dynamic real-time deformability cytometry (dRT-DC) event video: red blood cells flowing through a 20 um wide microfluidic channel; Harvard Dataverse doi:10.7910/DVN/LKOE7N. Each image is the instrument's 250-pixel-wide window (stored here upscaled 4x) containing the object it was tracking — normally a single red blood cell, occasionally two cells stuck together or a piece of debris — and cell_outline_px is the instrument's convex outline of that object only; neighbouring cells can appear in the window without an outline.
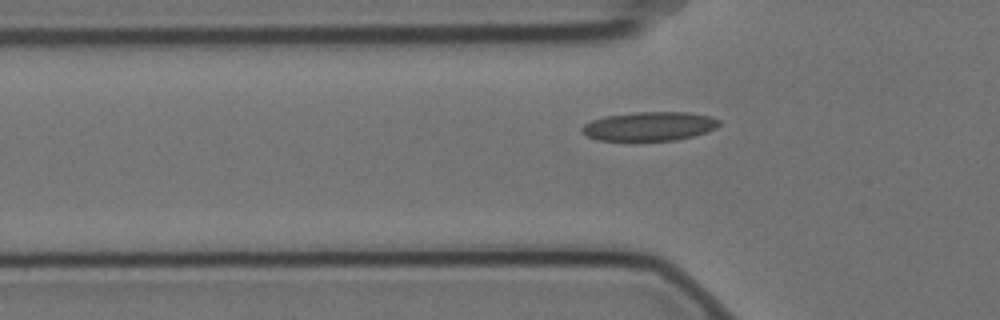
{"species": "Egyptian fruit bat (a non-hibernating species)", "species_latin": "Rousettus aegyptiacus", "temperature_condition": "cold", "stored_images_in_passage": 4, "segment_of_instrument_passage": [2, 2], "camera_frame_rate_fps": 3000, "um_per_image_px": 0.085, "animal": {"sex": "female"}, "frame": {"image": 1, "passage_image": 4, "time_ms": 1.0, "image_size_px": [1000, 320], "cell_outline_px": [[720, 124], [716, 128], [692, 136], [676, 140], [636, 144], [600, 140], [588, 136], [580, 132], [580, 128], [584, 124], [592, 120], [604, 116], [636, 112], [688, 112], [712, 116], [720, 120]], "centroid_in_image_um": [55.15, 10.78], "position_along_channel_um": 70.7, "area_um2": 24.22}}